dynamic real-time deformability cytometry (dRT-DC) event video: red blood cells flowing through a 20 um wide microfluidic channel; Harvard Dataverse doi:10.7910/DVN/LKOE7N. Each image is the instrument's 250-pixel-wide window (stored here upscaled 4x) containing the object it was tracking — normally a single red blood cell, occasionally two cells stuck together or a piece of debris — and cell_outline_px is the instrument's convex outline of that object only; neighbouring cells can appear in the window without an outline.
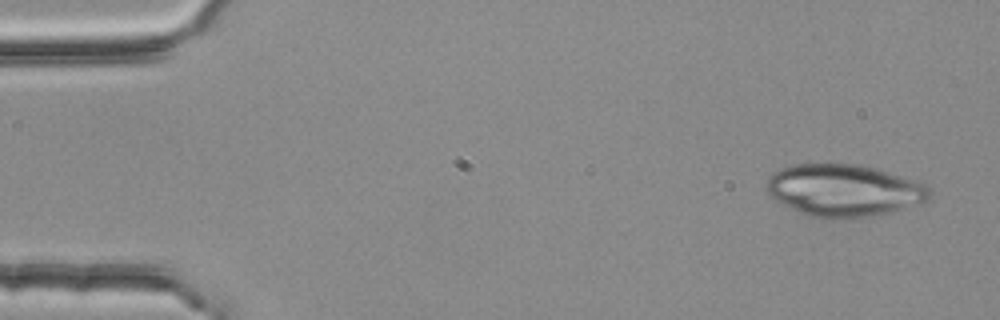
{"species": "common noctule bat (a hibernating species)", "species_latin": "Nyctalus noctula", "temperature_condition": "room temperature", "stored_images_in_passage": 4, "camera_frame_rate_fps": 3000, "um_per_image_px": 0.085, "animal": {"sex": "female", "body_mass_g": 25.1}, "frame": {"image": 1, "passage_image": 1, "time_ms": 0.0, "image_size_px": [1000, 320], "cell_outline_px": [[932, 192], [924, 200], [900, 208], [868, 216], [848, 220], [832, 220], [808, 216], [776, 200], [768, 192], [764, 184], [772, 172], [780, 168], [796, 164], [860, 164], [876, 168], [920, 180]], "centroid_in_image_um": [71.68, 16.17], "position_along_channel_um": 13.3, "area_um2": 49.53}}